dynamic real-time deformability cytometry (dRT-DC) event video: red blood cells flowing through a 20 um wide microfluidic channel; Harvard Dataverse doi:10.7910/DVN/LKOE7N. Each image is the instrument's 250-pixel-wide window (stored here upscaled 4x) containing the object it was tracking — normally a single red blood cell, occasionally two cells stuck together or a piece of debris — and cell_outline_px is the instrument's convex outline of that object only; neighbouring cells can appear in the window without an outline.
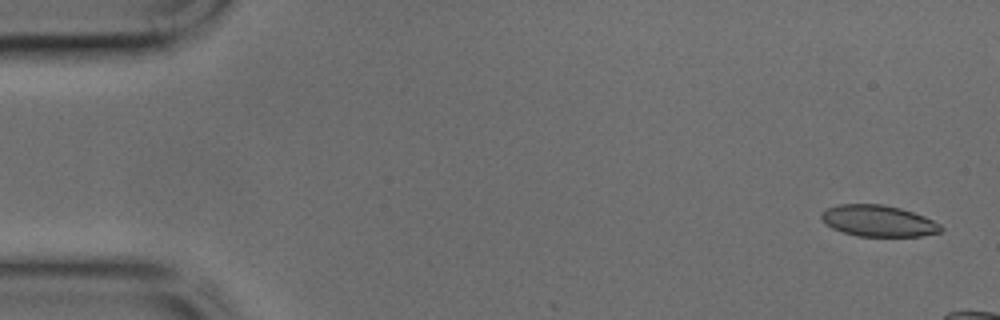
{"species": "common noctule bat (a hibernating species)", "species_latin": "Nyctalus noctula", "temperature_condition": "cold", "stored_images_in_passage": 6, "camera_frame_rate_fps": 3000, "um_per_image_px": 0.085, "animal": {"sex": "male", "body_mass_g": 17.9, "forearm_length_mm": 54.2}, "frame": {"image": 1, "passage_image": 2, "time_ms": 0.333, "image_size_px": [1000, 320], "cell_outline_px": [[944, 228], [940, 232], [920, 236], [856, 236], [840, 232], [824, 224], [820, 220], [820, 212], [828, 208], [840, 204], [880, 204], [900, 208], [924, 216], [940, 224]], "centroid_in_image_um": [74.6, 18.78], "position_along_channel_um": 10.4, "area_um2": 21.96}}